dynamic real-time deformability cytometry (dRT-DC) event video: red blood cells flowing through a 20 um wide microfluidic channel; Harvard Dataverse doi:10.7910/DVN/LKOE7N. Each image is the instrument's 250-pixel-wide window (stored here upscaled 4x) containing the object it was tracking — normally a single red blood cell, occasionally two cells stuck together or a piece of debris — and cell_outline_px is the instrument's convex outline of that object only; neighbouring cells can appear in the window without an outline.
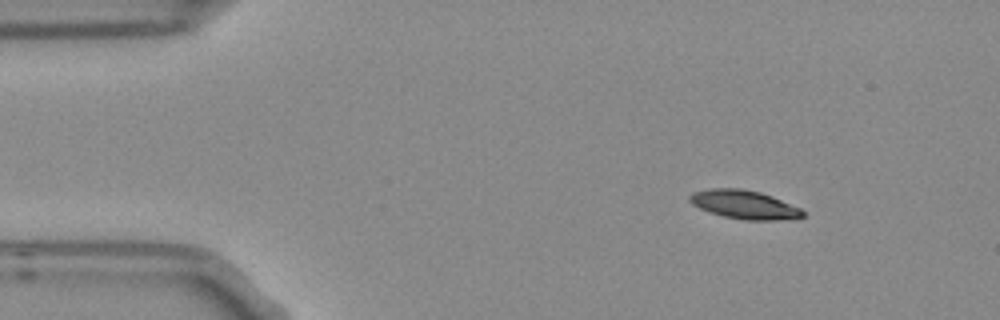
{"species": "Egyptian fruit bat (a non-hibernating species)", "species_latin": "Rousettus aegyptiacus", "temperature_condition": "room temperature", "stored_images_in_passage": 3, "camera_frame_rate_fps": 3000, "um_per_image_px": 0.085, "frame": {"image": 1, "passage_image": 1, "time_ms": 0.0, "image_size_px": [1000, 320], "cell_outline_px": [[804, 216], [796, 220], [744, 220], [724, 216], [708, 212], [692, 204], [688, 200], [688, 196], [692, 192], [708, 188], [740, 188], [760, 192], [772, 196], [800, 208], [804, 212]], "centroid_in_image_um": [63.26, 17.39], "position_along_channel_um": 21.7, "area_um2": 19.13}}